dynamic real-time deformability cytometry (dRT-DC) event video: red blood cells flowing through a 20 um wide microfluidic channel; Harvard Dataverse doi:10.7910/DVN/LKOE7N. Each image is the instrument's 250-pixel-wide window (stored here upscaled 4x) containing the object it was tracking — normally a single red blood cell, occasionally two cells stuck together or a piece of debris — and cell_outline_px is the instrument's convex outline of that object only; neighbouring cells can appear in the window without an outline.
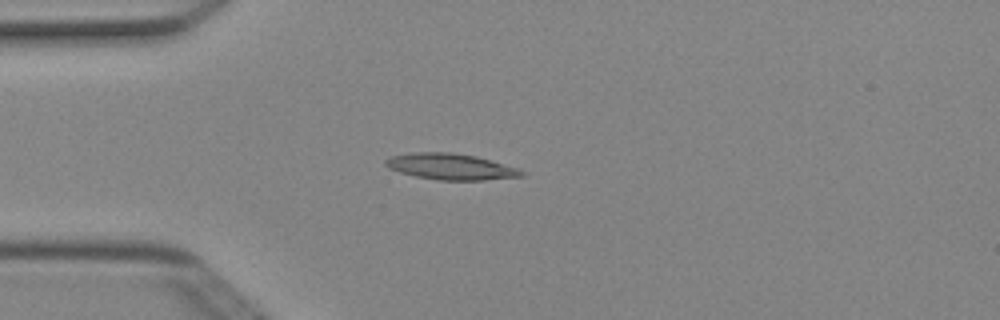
{"species": "Egyptian fruit bat (a non-hibernating species)", "species_latin": "Rousettus aegyptiacus", "temperature_condition": "cold", "stored_images_in_passage": 3, "camera_frame_rate_fps": 3000, "um_per_image_px": 0.085, "animal": {"sex": "female"}, "frame": {"image": 1, "passage_image": 3, "time_ms": 0.667, "image_size_px": [1000, 320], "cell_outline_px": [[528, 172], [524, 176], [484, 180], [440, 180], [416, 176], [400, 172], [388, 168], [384, 164], [384, 160], [392, 156], [408, 152], [452, 152], [476, 156], [520, 168]], "centroid_in_image_um": [38.35, 14.16], "position_along_channel_um": 46.7, "area_um2": 20.92}}